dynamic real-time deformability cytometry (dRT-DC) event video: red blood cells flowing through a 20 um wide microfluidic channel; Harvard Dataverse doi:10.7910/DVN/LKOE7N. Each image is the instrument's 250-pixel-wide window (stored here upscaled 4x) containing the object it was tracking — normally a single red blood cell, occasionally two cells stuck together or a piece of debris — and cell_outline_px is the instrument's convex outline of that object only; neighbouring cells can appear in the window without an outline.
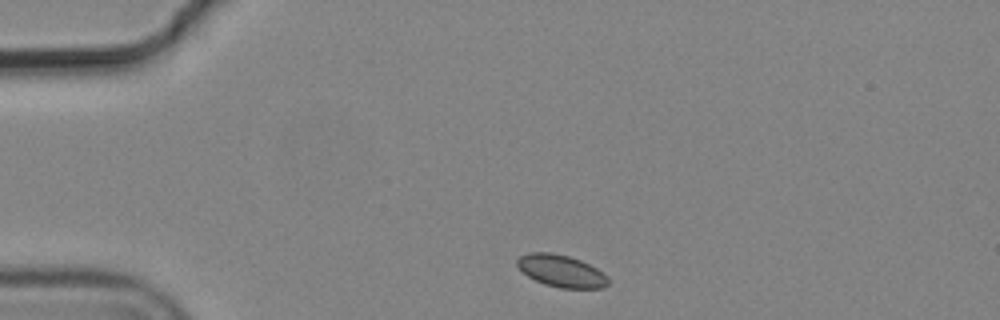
{"species": "common noctule bat (a hibernating species)", "species_latin": "Nyctalus noctula", "temperature_condition": "cold", "stored_images_in_passage": 3, "camera_frame_rate_fps": 3000, "um_per_image_px": 0.085, "animal": {"sex": "male", "body_mass_g": 19.2, "forearm_length_mm": 51.8}, "frame": {"image": 1, "passage_image": 1, "time_ms": 0.0, "image_size_px": [1000, 320], "cell_outline_px": [[608, 284], [604, 288], [560, 288], [544, 284], [528, 276], [516, 264], [516, 260], [520, 256], [528, 252], [552, 252], [568, 256], [580, 260], [596, 268], [608, 276]], "centroid_in_image_um": [47.71, 23.03], "position_along_channel_um": 37.3, "area_um2": 16.99}}
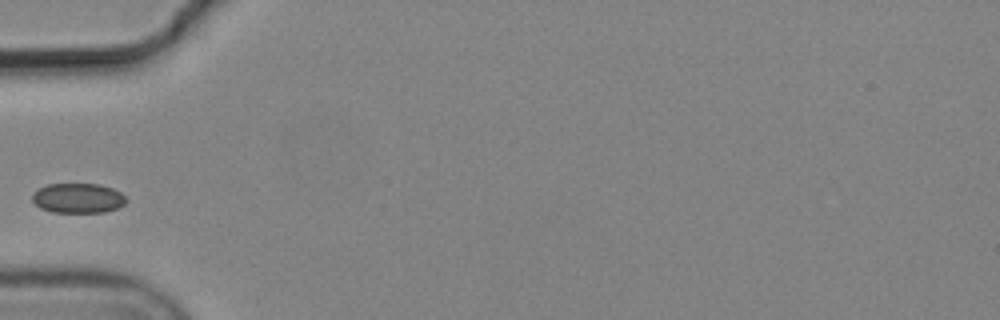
{"frame": {"image": 2, "passage_image": 3, "time_ms": 0.667, "image_size_px": [1000, 320], "cell_outline_px": [[128, 200], [124, 204], [116, 208], [104, 212], [52, 212], [40, 208], [32, 200], [32, 192], [48, 184], [100, 184], [112, 188], [120, 192]], "centroid_in_image_um": [6.62, 16.84], "position_along_channel_um": 78.4, "area_um2": 16.3}}